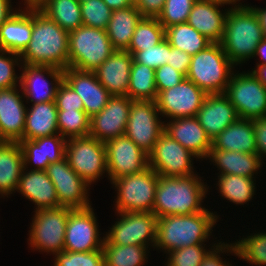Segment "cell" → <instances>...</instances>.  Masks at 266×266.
<instances>
[{
    "label": "cell",
    "instance_id": "9f6ffc18",
    "mask_svg": "<svg viewBox=\"0 0 266 266\" xmlns=\"http://www.w3.org/2000/svg\"><path fill=\"white\" fill-rule=\"evenodd\" d=\"M103 1L108 5V7L111 10H119L132 5L129 0H103Z\"/></svg>",
    "mask_w": 266,
    "mask_h": 266
},
{
    "label": "cell",
    "instance_id": "8d00e7d4",
    "mask_svg": "<svg viewBox=\"0 0 266 266\" xmlns=\"http://www.w3.org/2000/svg\"><path fill=\"white\" fill-rule=\"evenodd\" d=\"M165 39V28L156 17H142L133 33L128 51L133 55L151 46H156Z\"/></svg>",
    "mask_w": 266,
    "mask_h": 266
},
{
    "label": "cell",
    "instance_id": "be15d7a7",
    "mask_svg": "<svg viewBox=\"0 0 266 266\" xmlns=\"http://www.w3.org/2000/svg\"><path fill=\"white\" fill-rule=\"evenodd\" d=\"M132 5H136L140 0H129Z\"/></svg>",
    "mask_w": 266,
    "mask_h": 266
},
{
    "label": "cell",
    "instance_id": "681fc988",
    "mask_svg": "<svg viewBox=\"0 0 266 266\" xmlns=\"http://www.w3.org/2000/svg\"><path fill=\"white\" fill-rule=\"evenodd\" d=\"M185 76L169 64L155 69V85L158 94L179 84Z\"/></svg>",
    "mask_w": 266,
    "mask_h": 266
},
{
    "label": "cell",
    "instance_id": "ffe728a7",
    "mask_svg": "<svg viewBox=\"0 0 266 266\" xmlns=\"http://www.w3.org/2000/svg\"><path fill=\"white\" fill-rule=\"evenodd\" d=\"M63 79L80 96L84 105V111L91 118L98 114L111 97L109 92L97 80L94 72L79 71L74 68H66Z\"/></svg>",
    "mask_w": 266,
    "mask_h": 266
},
{
    "label": "cell",
    "instance_id": "11a10c76",
    "mask_svg": "<svg viewBox=\"0 0 266 266\" xmlns=\"http://www.w3.org/2000/svg\"><path fill=\"white\" fill-rule=\"evenodd\" d=\"M10 0H0V26L15 12L12 11Z\"/></svg>",
    "mask_w": 266,
    "mask_h": 266
},
{
    "label": "cell",
    "instance_id": "6da1fadb",
    "mask_svg": "<svg viewBox=\"0 0 266 266\" xmlns=\"http://www.w3.org/2000/svg\"><path fill=\"white\" fill-rule=\"evenodd\" d=\"M69 32L32 6V35L28 46L20 54L26 65L68 68Z\"/></svg>",
    "mask_w": 266,
    "mask_h": 266
},
{
    "label": "cell",
    "instance_id": "ee69618b",
    "mask_svg": "<svg viewBox=\"0 0 266 266\" xmlns=\"http://www.w3.org/2000/svg\"><path fill=\"white\" fill-rule=\"evenodd\" d=\"M55 255L54 266H105L103 250L90 252L62 251Z\"/></svg>",
    "mask_w": 266,
    "mask_h": 266
},
{
    "label": "cell",
    "instance_id": "7dc6e473",
    "mask_svg": "<svg viewBox=\"0 0 266 266\" xmlns=\"http://www.w3.org/2000/svg\"><path fill=\"white\" fill-rule=\"evenodd\" d=\"M5 54L9 55V57L4 56ZM18 60L21 61L20 54L0 50V89L18 86L17 81L20 80V76L18 77L14 70V67L19 65Z\"/></svg>",
    "mask_w": 266,
    "mask_h": 266
},
{
    "label": "cell",
    "instance_id": "b9f144b4",
    "mask_svg": "<svg viewBox=\"0 0 266 266\" xmlns=\"http://www.w3.org/2000/svg\"><path fill=\"white\" fill-rule=\"evenodd\" d=\"M80 6L83 25L106 30L112 10L103 0H85Z\"/></svg>",
    "mask_w": 266,
    "mask_h": 266
},
{
    "label": "cell",
    "instance_id": "e575fe53",
    "mask_svg": "<svg viewBox=\"0 0 266 266\" xmlns=\"http://www.w3.org/2000/svg\"><path fill=\"white\" fill-rule=\"evenodd\" d=\"M165 38L171 47L183 50L190 56H194L212 43L188 23L165 28Z\"/></svg>",
    "mask_w": 266,
    "mask_h": 266
},
{
    "label": "cell",
    "instance_id": "db71d44e",
    "mask_svg": "<svg viewBox=\"0 0 266 266\" xmlns=\"http://www.w3.org/2000/svg\"><path fill=\"white\" fill-rule=\"evenodd\" d=\"M165 0H140L135 6L143 17H156L161 13Z\"/></svg>",
    "mask_w": 266,
    "mask_h": 266
},
{
    "label": "cell",
    "instance_id": "680465c9",
    "mask_svg": "<svg viewBox=\"0 0 266 266\" xmlns=\"http://www.w3.org/2000/svg\"><path fill=\"white\" fill-rule=\"evenodd\" d=\"M252 73L258 79V81L266 88V65H256Z\"/></svg>",
    "mask_w": 266,
    "mask_h": 266
},
{
    "label": "cell",
    "instance_id": "d4e9b609",
    "mask_svg": "<svg viewBox=\"0 0 266 266\" xmlns=\"http://www.w3.org/2000/svg\"><path fill=\"white\" fill-rule=\"evenodd\" d=\"M67 138L60 134L45 136L35 140L23 139L19 143L23 154L24 168L27 164H35L34 170L46 171L50 163L65 158Z\"/></svg>",
    "mask_w": 266,
    "mask_h": 266
},
{
    "label": "cell",
    "instance_id": "d6986e66",
    "mask_svg": "<svg viewBox=\"0 0 266 266\" xmlns=\"http://www.w3.org/2000/svg\"><path fill=\"white\" fill-rule=\"evenodd\" d=\"M23 67L24 70L18 82L23 90L22 94L27 97L26 100L30 99L33 104L55 101L58 87L63 80L64 70L41 65L23 64ZM44 74H48L54 83L48 82Z\"/></svg>",
    "mask_w": 266,
    "mask_h": 266
},
{
    "label": "cell",
    "instance_id": "4316f807",
    "mask_svg": "<svg viewBox=\"0 0 266 266\" xmlns=\"http://www.w3.org/2000/svg\"><path fill=\"white\" fill-rule=\"evenodd\" d=\"M32 35V6L16 10L0 26V50L21 54Z\"/></svg>",
    "mask_w": 266,
    "mask_h": 266
},
{
    "label": "cell",
    "instance_id": "7402d4cb",
    "mask_svg": "<svg viewBox=\"0 0 266 266\" xmlns=\"http://www.w3.org/2000/svg\"><path fill=\"white\" fill-rule=\"evenodd\" d=\"M164 131L194 154L197 159L209 156L212 140L196 116L171 119V122L164 124Z\"/></svg>",
    "mask_w": 266,
    "mask_h": 266
},
{
    "label": "cell",
    "instance_id": "7bdbcfd3",
    "mask_svg": "<svg viewBox=\"0 0 266 266\" xmlns=\"http://www.w3.org/2000/svg\"><path fill=\"white\" fill-rule=\"evenodd\" d=\"M197 0H165L161 13L157 16L164 27L187 23L192 7Z\"/></svg>",
    "mask_w": 266,
    "mask_h": 266
},
{
    "label": "cell",
    "instance_id": "30bf717a",
    "mask_svg": "<svg viewBox=\"0 0 266 266\" xmlns=\"http://www.w3.org/2000/svg\"><path fill=\"white\" fill-rule=\"evenodd\" d=\"M242 119L266 117V88L252 72L232 73L224 93Z\"/></svg>",
    "mask_w": 266,
    "mask_h": 266
},
{
    "label": "cell",
    "instance_id": "e0dca14e",
    "mask_svg": "<svg viewBox=\"0 0 266 266\" xmlns=\"http://www.w3.org/2000/svg\"><path fill=\"white\" fill-rule=\"evenodd\" d=\"M97 219L90 206L72 209L66 225L64 250L69 252H90L103 250L104 237L99 238Z\"/></svg>",
    "mask_w": 266,
    "mask_h": 266
},
{
    "label": "cell",
    "instance_id": "6125c7cd",
    "mask_svg": "<svg viewBox=\"0 0 266 266\" xmlns=\"http://www.w3.org/2000/svg\"><path fill=\"white\" fill-rule=\"evenodd\" d=\"M216 1H220L226 4H235L237 1L239 2L240 0H216Z\"/></svg>",
    "mask_w": 266,
    "mask_h": 266
},
{
    "label": "cell",
    "instance_id": "7a4b0ae2",
    "mask_svg": "<svg viewBox=\"0 0 266 266\" xmlns=\"http://www.w3.org/2000/svg\"><path fill=\"white\" fill-rule=\"evenodd\" d=\"M264 37L265 31L252 6L238 4L228 9L220 44L233 65L253 58L257 45Z\"/></svg>",
    "mask_w": 266,
    "mask_h": 266
},
{
    "label": "cell",
    "instance_id": "f546056e",
    "mask_svg": "<svg viewBox=\"0 0 266 266\" xmlns=\"http://www.w3.org/2000/svg\"><path fill=\"white\" fill-rule=\"evenodd\" d=\"M57 115L55 101L32 104L26 112L23 139L35 140L59 134Z\"/></svg>",
    "mask_w": 266,
    "mask_h": 266
},
{
    "label": "cell",
    "instance_id": "bcb514c9",
    "mask_svg": "<svg viewBox=\"0 0 266 266\" xmlns=\"http://www.w3.org/2000/svg\"><path fill=\"white\" fill-rule=\"evenodd\" d=\"M133 60L137 63L144 64L154 70L167 64L169 57V42L166 38L156 46H151L142 51H137L133 55Z\"/></svg>",
    "mask_w": 266,
    "mask_h": 266
},
{
    "label": "cell",
    "instance_id": "ac0fdd59",
    "mask_svg": "<svg viewBox=\"0 0 266 266\" xmlns=\"http://www.w3.org/2000/svg\"><path fill=\"white\" fill-rule=\"evenodd\" d=\"M132 101L129 96H111L107 105L90 118L89 135L102 142L125 135Z\"/></svg>",
    "mask_w": 266,
    "mask_h": 266
},
{
    "label": "cell",
    "instance_id": "44dd1931",
    "mask_svg": "<svg viewBox=\"0 0 266 266\" xmlns=\"http://www.w3.org/2000/svg\"><path fill=\"white\" fill-rule=\"evenodd\" d=\"M16 88L0 89V141L23 140L27 108Z\"/></svg>",
    "mask_w": 266,
    "mask_h": 266
},
{
    "label": "cell",
    "instance_id": "8fae6325",
    "mask_svg": "<svg viewBox=\"0 0 266 266\" xmlns=\"http://www.w3.org/2000/svg\"><path fill=\"white\" fill-rule=\"evenodd\" d=\"M121 218L104 237L103 244L155 246L158 218L153 212L118 213Z\"/></svg>",
    "mask_w": 266,
    "mask_h": 266
},
{
    "label": "cell",
    "instance_id": "6f0895ef",
    "mask_svg": "<svg viewBox=\"0 0 266 266\" xmlns=\"http://www.w3.org/2000/svg\"><path fill=\"white\" fill-rule=\"evenodd\" d=\"M255 56H259L263 61L257 65H266V37L257 45L254 57Z\"/></svg>",
    "mask_w": 266,
    "mask_h": 266
},
{
    "label": "cell",
    "instance_id": "7c38bea8",
    "mask_svg": "<svg viewBox=\"0 0 266 266\" xmlns=\"http://www.w3.org/2000/svg\"><path fill=\"white\" fill-rule=\"evenodd\" d=\"M156 101L133 100L125 135L148 155L164 131Z\"/></svg>",
    "mask_w": 266,
    "mask_h": 266
},
{
    "label": "cell",
    "instance_id": "9a60e30c",
    "mask_svg": "<svg viewBox=\"0 0 266 266\" xmlns=\"http://www.w3.org/2000/svg\"><path fill=\"white\" fill-rule=\"evenodd\" d=\"M207 94L186 77L176 86L161 91L156 104L160 115L170 119L194 117Z\"/></svg>",
    "mask_w": 266,
    "mask_h": 266
},
{
    "label": "cell",
    "instance_id": "9c48e42d",
    "mask_svg": "<svg viewBox=\"0 0 266 266\" xmlns=\"http://www.w3.org/2000/svg\"><path fill=\"white\" fill-rule=\"evenodd\" d=\"M72 208L56 207L35 210L29 241L32 248L56 254L64 250L68 215Z\"/></svg>",
    "mask_w": 266,
    "mask_h": 266
},
{
    "label": "cell",
    "instance_id": "91938a15",
    "mask_svg": "<svg viewBox=\"0 0 266 266\" xmlns=\"http://www.w3.org/2000/svg\"><path fill=\"white\" fill-rule=\"evenodd\" d=\"M255 12L257 13L260 22H261V26L263 27L264 31H265V37H266V9H260V8H254L252 7Z\"/></svg>",
    "mask_w": 266,
    "mask_h": 266
},
{
    "label": "cell",
    "instance_id": "94428289",
    "mask_svg": "<svg viewBox=\"0 0 266 266\" xmlns=\"http://www.w3.org/2000/svg\"><path fill=\"white\" fill-rule=\"evenodd\" d=\"M42 0H25L26 6H36L39 4Z\"/></svg>",
    "mask_w": 266,
    "mask_h": 266
},
{
    "label": "cell",
    "instance_id": "ba28073f",
    "mask_svg": "<svg viewBox=\"0 0 266 266\" xmlns=\"http://www.w3.org/2000/svg\"><path fill=\"white\" fill-rule=\"evenodd\" d=\"M65 158L88 185L108 172L105 142L90 135L67 139Z\"/></svg>",
    "mask_w": 266,
    "mask_h": 266
},
{
    "label": "cell",
    "instance_id": "2e32d148",
    "mask_svg": "<svg viewBox=\"0 0 266 266\" xmlns=\"http://www.w3.org/2000/svg\"><path fill=\"white\" fill-rule=\"evenodd\" d=\"M46 172L54 184L60 206L72 209L91 206L87 196L89 185L70 167L66 158L50 163Z\"/></svg>",
    "mask_w": 266,
    "mask_h": 266
},
{
    "label": "cell",
    "instance_id": "ab89813d",
    "mask_svg": "<svg viewBox=\"0 0 266 266\" xmlns=\"http://www.w3.org/2000/svg\"><path fill=\"white\" fill-rule=\"evenodd\" d=\"M57 123L59 134L64 138L89 135L90 117L85 111L58 110Z\"/></svg>",
    "mask_w": 266,
    "mask_h": 266
},
{
    "label": "cell",
    "instance_id": "74e56055",
    "mask_svg": "<svg viewBox=\"0 0 266 266\" xmlns=\"http://www.w3.org/2000/svg\"><path fill=\"white\" fill-rule=\"evenodd\" d=\"M148 247L139 245L103 244L105 266H142Z\"/></svg>",
    "mask_w": 266,
    "mask_h": 266
},
{
    "label": "cell",
    "instance_id": "484cf974",
    "mask_svg": "<svg viewBox=\"0 0 266 266\" xmlns=\"http://www.w3.org/2000/svg\"><path fill=\"white\" fill-rule=\"evenodd\" d=\"M226 3L216 0H197L191 9L187 23L212 43L222 41L228 10L222 13L219 6Z\"/></svg>",
    "mask_w": 266,
    "mask_h": 266
},
{
    "label": "cell",
    "instance_id": "c3c4849f",
    "mask_svg": "<svg viewBox=\"0 0 266 266\" xmlns=\"http://www.w3.org/2000/svg\"><path fill=\"white\" fill-rule=\"evenodd\" d=\"M55 103L58 110L84 111L82 99L64 79L58 87Z\"/></svg>",
    "mask_w": 266,
    "mask_h": 266
},
{
    "label": "cell",
    "instance_id": "f1b7e54d",
    "mask_svg": "<svg viewBox=\"0 0 266 266\" xmlns=\"http://www.w3.org/2000/svg\"><path fill=\"white\" fill-rule=\"evenodd\" d=\"M256 154L253 120L238 118L212 140V149Z\"/></svg>",
    "mask_w": 266,
    "mask_h": 266
},
{
    "label": "cell",
    "instance_id": "d590c367",
    "mask_svg": "<svg viewBox=\"0 0 266 266\" xmlns=\"http://www.w3.org/2000/svg\"><path fill=\"white\" fill-rule=\"evenodd\" d=\"M127 96L132 100L156 101L155 70L133 60Z\"/></svg>",
    "mask_w": 266,
    "mask_h": 266
},
{
    "label": "cell",
    "instance_id": "f907efd6",
    "mask_svg": "<svg viewBox=\"0 0 266 266\" xmlns=\"http://www.w3.org/2000/svg\"><path fill=\"white\" fill-rule=\"evenodd\" d=\"M221 244V245H220ZM215 248L213 246V249H211L207 255L204 257V260L201 262L200 266H230L229 263L226 264V261H222L220 257V252L223 253V251L227 252L229 251L230 253H234V255H237L236 249L234 246V243L232 244H223V243H215ZM227 249V250H226ZM223 250V251H222Z\"/></svg>",
    "mask_w": 266,
    "mask_h": 266
},
{
    "label": "cell",
    "instance_id": "8992f818",
    "mask_svg": "<svg viewBox=\"0 0 266 266\" xmlns=\"http://www.w3.org/2000/svg\"><path fill=\"white\" fill-rule=\"evenodd\" d=\"M114 51L106 30L82 25L69 32L70 68L94 72Z\"/></svg>",
    "mask_w": 266,
    "mask_h": 266
},
{
    "label": "cell",
    "instance_id": "1f68e13d",
    "mask_svg": "<svg viewBox=\"0 0 266 266\" xmlns=\"http://www.w3.org/2000/svg\"><path fill=\"white\" fill-rule=\"evenodd\" d=\"M142 17L135 5L112 10L106 33L115 50L126 51L128 49L135 28Z\"/></svg>",
    "mask_w": 266,
    "mask_h": 266
},
{
    "label": "cell",
    "instance_id": "cb8c5ba5",
    "mask_svg": "<svg viewBox=\"0 0 266 266\" xmlns=\"http://www.w3.org/2000/svg\"><path fill=\"white\" fill-rule=\"evenodd\" d=\"M196 117L211 140L239 118L224 93L207 94Z\"/></svg>",
    "mask_w": 266,
    "mask_h": 266
},
{
    "label": "cell",
    "instance_id": "836d02e7",
    "mask_svg": "<svg viewBox=\"0 0 266 266\" xmlns=\"http://www.w3.org/2000/svg\"><path fill=\"white\" fill-rule=\"evenodd\" d=\"M36 7L68 32L83 25L77 0H42Z\"/></svg>",
    "mask_w": 266,
    "mask_h": 266
},
{
    "label": "cell",
    "instance_id": "f35d334b",
    "mask_svg": "<svg viewBox=\"0 0 266 266\" xmlns=\"http://www.w3.org/2000/svg\"><path fill=\"white\" fill-rule=\"evenodd\" d=\"M218 178L219 191L230 202L243 205L252 199L255 191L253 178L231 174Z\"/></svg>",
    "mask_w": 266,
    "mask_h": 266
},
{
    "label": "cell",
    "instance_id": "83f0119b",
    "mask_svg": "<svg viewBox=\"0 0 266 266\" xmlns=\"http://www.w3.org/2000/svg\"><path fill=\"white\" fill-rule=\"evenodd\" d=\"M21 173L17 191L27 199L35 203V209H48L61 207L54 184L50 180L46 171L34 170Z\"/></svg>",
    "mask_w": 266,
    "mask_h": 266
},
{
    "label": "cell",
    "instance_id": "5b68a950",
    "mask_svg": "<svg viewBox=\"0 0 266 266\" xmlns=\"http://www.w3.org/2000/svg\"><path fill=\"white\" fill-rule=\"evenodd\" d=\"M234 65L220 43H211L204 50L191 56L187 79L206 94L225 93Z\"/></svg>",
    "mask_w": 266,
    "mask_h": 266
},
{
    "label": "cell",
    "instance_id": "5bb4252c",
    "mask_svg": "<svg viewBox=\"0 0 266 266\" xmlns=\"http://www.w3.org/2000/svg\"><path fill=\"white\" fill-rule=\"evenodd\" d=\"M107 174L110 181L136 174L149 167V156L126 135L105 142Z\"/></svg>",
    "mask_w": 266,
    "mask_h": 266
},
{
    "label": "cell",
    "instance_id": "f5cc1de1",
    "mask_svg": "<svg viewBox=\"0 0 266 266\" xmlns=\"http://www.w3.org/2000/svg\"><path fill=\"white\" fill-rule=\"evenodd\" d=\"M253 129L257 146V154L261 160L266 155V117L253 119Z\"/></svg>",
    "mask_w": 266,
    "mask_h": 266
},
{
    "label": "cell",
    "instance_id": "816d5d0a",
    "mask_svg": "<svg viewBox=\"0 0 266 266\" xmlns=\"http://www.w3.org/2000/svg\"><path fill=\"white\" fill-rule=\"evenodd\" d=\"M190 62L191 56L188 53L183 50L181 51L178 48L171 47L169 44V57L167 64L171 65L186 77L190 67Z\"/></svg>",
    "mask_w": 266,
    "mask_h": 266
},
{
    "label": "cell",
    "instance_id": "4dcf8cb0",
    "mask_svg": "<svg viewBox=\"0 0 266 266\" xmlns=\"http://www.w3.org/2000/svg\"><path fill=\"white\" fill-rule=\"evenodd\" d=\"M24 169L19 142H0V194L9 195L17 190Z\"/></svg>",
    "mask_w": 266,
    "mask_h": 266
},
{
    "label": "cell",
    "instance_id": "277c9868",
    "mask_svg": "<svg viewBox=\"0 0 266 266\" xmlns=\"http://www.w3.org/2000/svg\"><path fill=\"white\" fill-rule=\"evenodd\" d=\"M216 217L207 209L195 214L160 217L154 247L170 252L182 247L203 244L212 233Z\"/></svg>",
    "mask_w": 266,
    "mask_h": 266
},
{
    "label": "cell",
    "instance_id": "4fadbf2b",
    "mask_svg": "<svg viewBox=\"0 0 266 266\" xmlns=\"http://www.w3.org/2000/svg\"><path fill=\"white\" fill-rule=\"evenodd\" d=\"M149 156V167L159 176L185 177L195 175L192 158H196L178 141L163 131Z\"/></svg>",
    "mask_w": 266,
    "mask_h": 266
},
{
    "label": "cell",
    "instance_id": "603a6c76",
    "mask_svg": "<svg viewBox=\"0 0 266 266\" xmlns=\"http://www.w3.org/2000/svg\"><path fill=\"white\" fill-rule=\"evenodd\" d=\"M132 63L128 51L115 50L94 73L111 96H127Z\"/></svg>",
    "mask_w": 266,
    "mask_h": 266
},
{
    "label": "cell",
    "instance_id": "d6a6232c",
    "mask_svg": "<svg viewBox=\"0 0 266 266\" xmlns=\"http://www.w3.org/2000/svg\"><path fill=\"white\" fill-rule=\"evenodd\" d=\"M210 157V158H209ZM209 159L216 163L220 175H240L254 178V173L262 166L260 156L234 151L210 150Z\"/></svg>",
    "mask_w": 266,
    "mask_h": 266
},
{
    "label": "cell",
    "instance_id": "3957f363",
    "mask_svg": "<svg viewBox=\"0 0 266 266\" xmlns=\"http://www.w3.org/2000/svg\"><path fill=\"white\" fill-rule=\"evenodd\" d=\"M198 175L185 177L159 176L153 213L157 218L189 215L204 211L201 203L207 188Z\"/></svg>",
    "mask_w": 266,
    "mask_h": 266
},
{
    "label": "cell",
    "instance_id": "60d3db41",
    "mask_svg": "<svg viewBox=\"0 0 266 266\" xmlns=\"http://www.w3.org/2000/svg\"><path fill=\"white\" fill-rule=\"evenodd\" d=\"M237 256L250 264L266 265V233H255L234 243Z\"/></svg>",
    "mask_w": 266,
    "mask_h": 266
},
{
    "label": "cell",
    "instance_id": "52a82bcc",
    "mask_svg": "<svg viewBox=\"0 0 266 266\" xmlns=\"http://www.w3.org/2000/svg\"><path fill=\"white\" fill-rule=\"evenodd\" d=\"M158 180L159 175L148 167L140 173L124 175L111 181L118 191L117 213L152 212Z\"/></svg>",
    "mask_w": 266,
    "mask_h": 266
},
{
    "label": "cell",
    "instance_id": "f6af8a7d",
    "mask_svg": "<svg viewBox=\"0 0 266 266\" xmlns=\"http://www.w3.org/2000/svg\"><path fill=\"white\" fill-rule=\"evenodd\" d=\"M203 244L191 245L172 250L169 253L167 266H200L210 250H205Z\"/></svg>",
    "mask_w": 266,
    "mask_h": 266
}]
</instances>
